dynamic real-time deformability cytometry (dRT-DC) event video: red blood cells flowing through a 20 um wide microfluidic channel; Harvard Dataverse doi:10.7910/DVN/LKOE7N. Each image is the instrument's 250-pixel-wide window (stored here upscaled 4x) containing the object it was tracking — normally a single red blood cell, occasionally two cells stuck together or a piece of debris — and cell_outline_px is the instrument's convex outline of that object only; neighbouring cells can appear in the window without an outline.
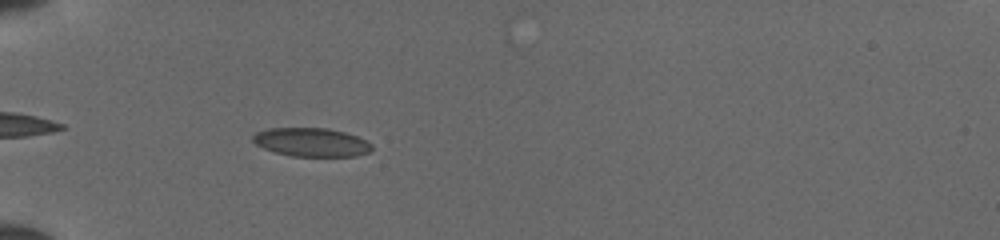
{"species": "common noctule bat (a hibernating species)", "species_latin": "Nyctalus noctula", "temperature_condition": "cold", "stored_images_in_passage": 37, "camera_frame_rate_fps": 3000, "um_per_image_px": 0.085, "animal": {"sex": "female", "body_mass_g": 19.5, "forearm_length_mm": 54.1}, "frame": {"image": 1, "passage_image": 4, "time_ms": 1.0, "image_size_px": [1000, 240], "cell_outline_px": [[372, 148], [368, 152], [356, 156], [292, 156], [276, 152], [264, 148], [256, 144], [252, 140], [252, 136], [256, 132], [268, 128], [328, 128], [344, 132], [356, 136], [372, 144]], "centroid_in_image_um": [26.45, 12.08], "position_along_channel_um": 58.6, "area_um2": 19.71}}
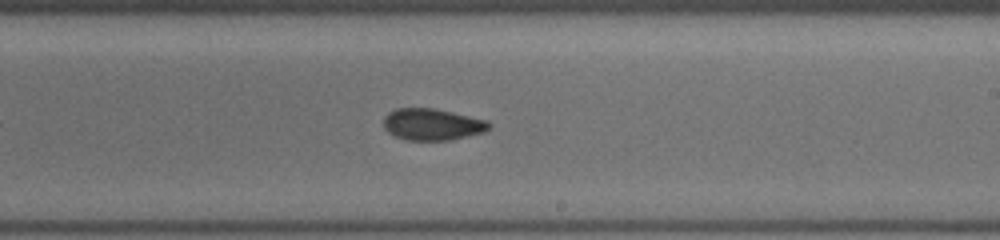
{"frame": {"image": 2, "passage_image": 19, "time_ms": 6.0, "image_size_px": [1000, 240], "cell_outline_px": [[492, 128], [484, 132], [452, 140], [404, 140], [388, 132], [384, 128], [384, 116], [388, 112], [396, 108], [432, 108], [452, 112], [488, 120], [492, 124]], "centroid_in_image_um": [36.76, 10.57], "position_along_channel_um": 252.2, "area_um2": 19.65}}
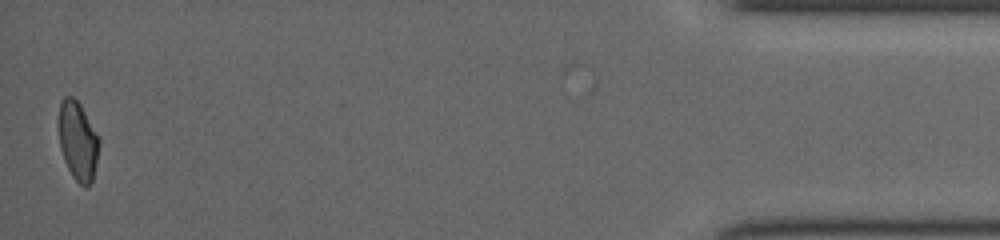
{"frame": {"image": 3, "passage_image": 37, "time_ms": 12.0, "image_size_px": [1000, 240], "cell_outline_px": [[100, 144], [92, 180], [88, 188], [84, 188], [72, 176], [64, 160], [60, 148], [56, 124], [60, 100], [64, 96], [72, 96], [80, 104], [100, 136]], "centroid_in_image_um": [6.59, 11.93], "position_along_channel_um": 428.6, "area_um2": 19.25}}